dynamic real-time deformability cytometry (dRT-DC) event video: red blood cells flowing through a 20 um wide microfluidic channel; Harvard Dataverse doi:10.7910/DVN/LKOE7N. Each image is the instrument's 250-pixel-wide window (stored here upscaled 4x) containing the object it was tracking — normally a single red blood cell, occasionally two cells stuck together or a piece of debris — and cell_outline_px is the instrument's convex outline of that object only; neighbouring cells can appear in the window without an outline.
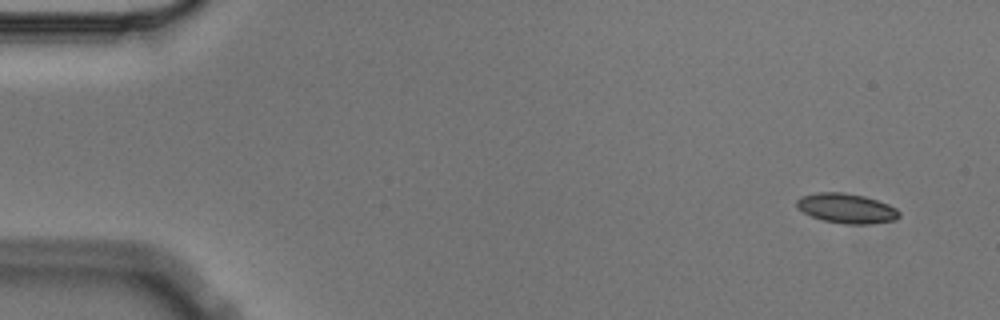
{"species": "Egyptian fruit bat (a non-hibernating species)", "species_latin": "Rousettus aegyptiacus", "temperature_condition": "cold", "stored_images_in_passage": 4, "camera_frame_rate_fps": 3000, "um_per_image_px": 0.085, "animal": {"sex": "male"}, "frame": {"image": 1, "passage_image": 1, "time_ms": 0.0, "image_size_px": [1000, 320], "cell_outline_px": [[900, 216], [896, 220], [872, 224], [848, 224], [824, 220], [812, 216], [804, 212], [796, 204], [796, 200], [800, 196], [816, 192], [844, 192], [864, 196], [888, 204], [896, 208], [900, 212]], "centroid_in_image_um": [71.98, 17.7], "position_along_channel_um": 13.0, "area_um2": 17.74}}
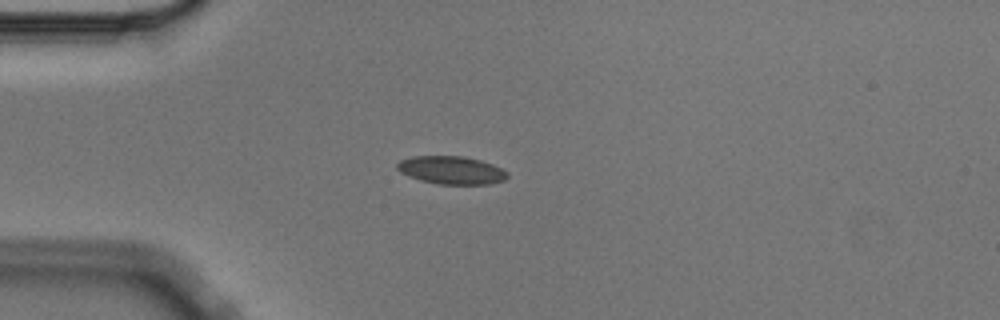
{"frame": {"image": 2, "passage_image": 4, "time_ms": 1.0, "image_size_px": [1000, 320], "cell_outline_px": [[508, 176], [504, 180], [488, 184], [436, 184], [420, 180], [408, 176], [400, 172], [396, 168], [396, 164], [400, 160], [412, 156], [464, 156], [480, 160], [492, 164], [508, 172]], "centroid_in_image_um": [38.34, 14.46], "position_along_channel_um": 46.7, "area_um2": 18.03}}